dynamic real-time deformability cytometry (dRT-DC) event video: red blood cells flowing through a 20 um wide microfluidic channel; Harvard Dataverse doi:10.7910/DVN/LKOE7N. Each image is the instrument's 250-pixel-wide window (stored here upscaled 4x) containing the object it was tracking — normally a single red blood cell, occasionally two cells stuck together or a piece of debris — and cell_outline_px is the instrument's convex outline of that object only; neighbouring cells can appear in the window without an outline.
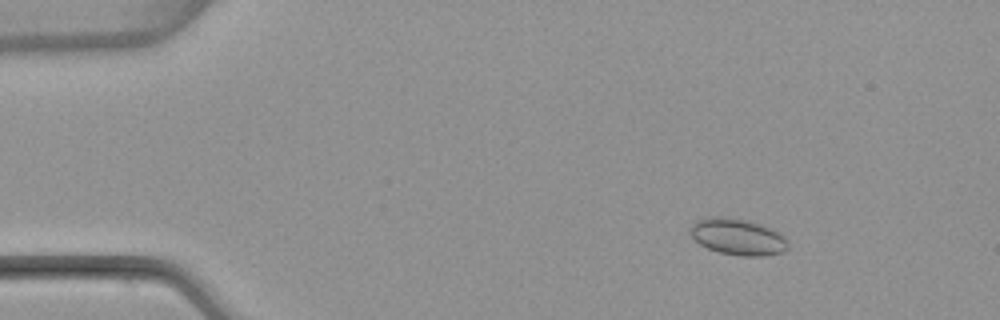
{"species": "common noctule bat (a hibernating species)", "species_latin": "Nyctalus noctula", "temperature_condition": "warm", "stored_images_in_passage": 4, "camera_frame_rate_fps": 3000, "um_per_image_px": 0.085, "animal": {"sex": "female", "body_mass_g": 22.7, "forearm_length_mm": 54.2}, "frame": {"image": 1, "passage_image": 2, "time_ms": 1.333, "image_size_px": [1000, 320], "cell_outline_px": [[788, 248], [784, 252], [764, 256], [740, 256], [720, 252], [708, 248], [700, 244], [688, 232], [688, 228], [696, 220], [708, 216], [720, 216], [748, 220], [760, 224], [780, 232], [788, 240]], "centroid_in_image_um": [62.71, 20.12], "position_along_channel_um": 22.3, "area_um2": 21.04}}